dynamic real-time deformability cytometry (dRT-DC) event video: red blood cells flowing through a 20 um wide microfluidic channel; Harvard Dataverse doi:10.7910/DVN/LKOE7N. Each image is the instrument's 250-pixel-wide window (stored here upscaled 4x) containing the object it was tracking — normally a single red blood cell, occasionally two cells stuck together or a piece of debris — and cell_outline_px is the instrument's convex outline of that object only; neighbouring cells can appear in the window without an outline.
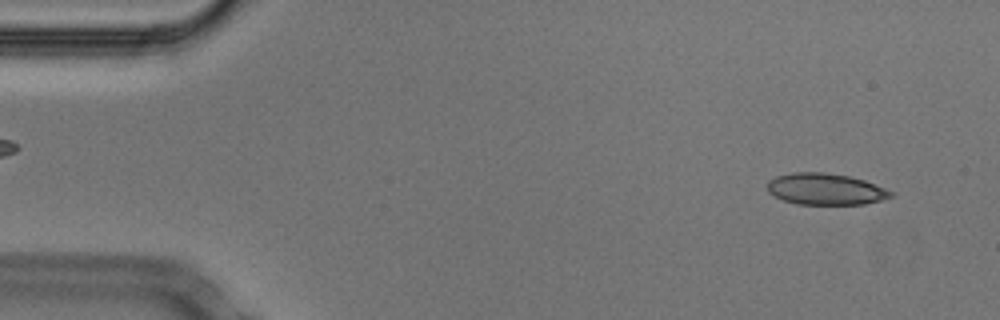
{"species": "Egyptian fruit bat (a non-hibernating species)", "species_latin": "Rousettus aegyptiacus", "temperature_condition": "cold", "stored_images_in_passage": 51, "camera_frame_rate_fps": 3000, "um_per_image_px": 0.085, "animal": {"sex": "male"}, "frame": {"image": 1, "passage_image": 3, "time_ms": 0.667, "image_size_px": [1000, 320], "cell_outline_px": [[896, 196], [864, 204], [796, 204], [784, 200], [768, 192], [768, 180], [776, 176], [792, 172], [824, 172], [848, 176], [864, 180], [896, 192]], "centroid_in_image_um": [70.2, 16.07], "position_along_channel_um": 14.8, "area_um2": 22.72}}
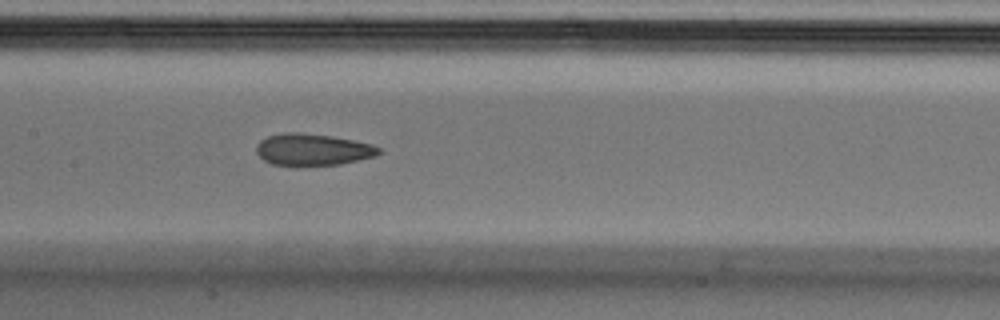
{"frame": {"image": 2, "passage_image": 24, "time_ms": 7.667, "image_size_px": [1000, 320], "cell_outline_px": [[380, 152], [376, 156], [340, 164], [272, 164], [264, 160], [256, 152], [256, 144], [260, 140], [268, 136], [284, 132], [296, 132], [332, 136], [372, 144], [380, 148]], "centroid_in_image_um": [26.57, 12.69], "position_along_channel_um": 180.8, "area_um2": 22.25}}
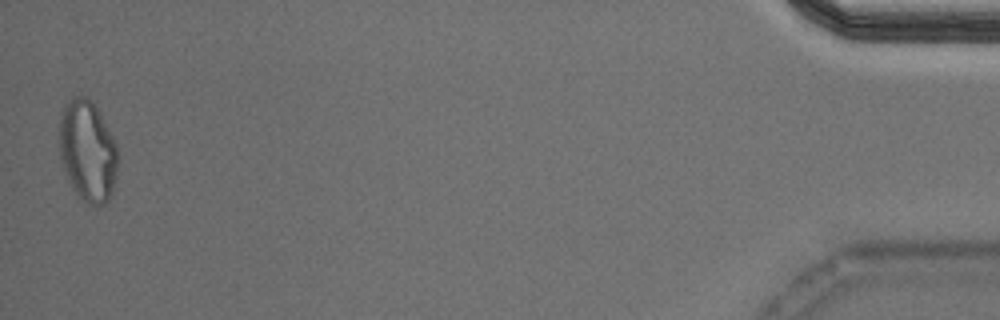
{"frame": {"image": 3, "passage_image": 51, "time_ms": 16.667, "image_size_px": [1000, 320], "cell_outline_px": [[116, 176], [112, 196], [104, 204], [88, 204], [72, 188], [64, 172], [60, 156], [60, 112], [64, 104], [72, 96], [88, 96], [92, 100], [112, 136], [116, 144]], "centroid_in_image_um": [7.42, 12.81], "position_along_channel_um": 427.8, "area_um2": 34.39}, "authors_computed_cell_mechanics": {"area_um2": 23.3512, "velocity_mm_per_s": 3.7656, "shape_relaxation_time_tau1_ms": null, "shape_relaxation_time_tau2_ms": 2.7607, "deformation_change_tau1": null, "deformation_change_tau2": 0.0953}}